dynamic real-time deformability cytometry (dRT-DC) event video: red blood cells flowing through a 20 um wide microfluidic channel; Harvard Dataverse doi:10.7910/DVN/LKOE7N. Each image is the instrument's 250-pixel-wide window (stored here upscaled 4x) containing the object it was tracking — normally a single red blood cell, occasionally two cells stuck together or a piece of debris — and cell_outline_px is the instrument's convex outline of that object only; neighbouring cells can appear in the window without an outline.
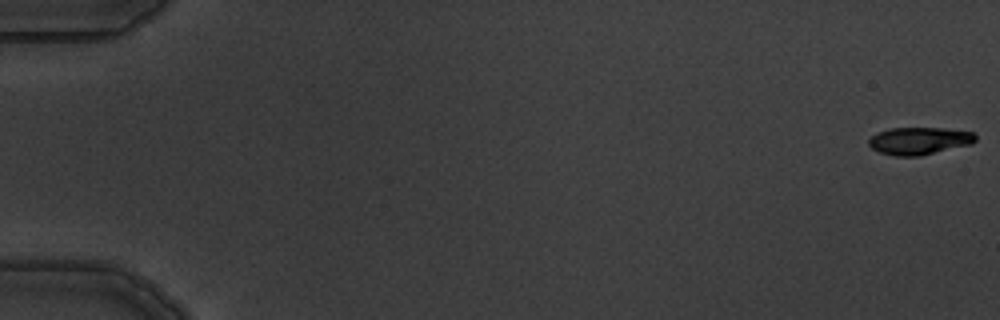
{"species": "common noctule bat (a hibernating species)", "species_latin": "Nyctalus noctula", "temperature_condition": "warm", "stored_images_in_passage": 3, "camera_frame_rate_fps": 3000, "um_per_image_px": 0.085, "animal": {"sex": "male", "body_mass_g": 19.5, "forearm_length_mm": 54.6}, "frame": {"image": 1, "passage_image": 1, "time_ms": 0.0, "image_size_px": [1000, 320], "cell_outline_px": [[976, 140], [972, 144], [920, 156], [896, 156], [880, 152], [872, 148], [868, 144], [868, 140], [876, 132], [892, 128], [940, 128], [972, 132], [976, 136]], "centroid_in_image_um": [78.12, 11.97], "position_along_channel_um": 6.9, "area_um2": 16.99}}